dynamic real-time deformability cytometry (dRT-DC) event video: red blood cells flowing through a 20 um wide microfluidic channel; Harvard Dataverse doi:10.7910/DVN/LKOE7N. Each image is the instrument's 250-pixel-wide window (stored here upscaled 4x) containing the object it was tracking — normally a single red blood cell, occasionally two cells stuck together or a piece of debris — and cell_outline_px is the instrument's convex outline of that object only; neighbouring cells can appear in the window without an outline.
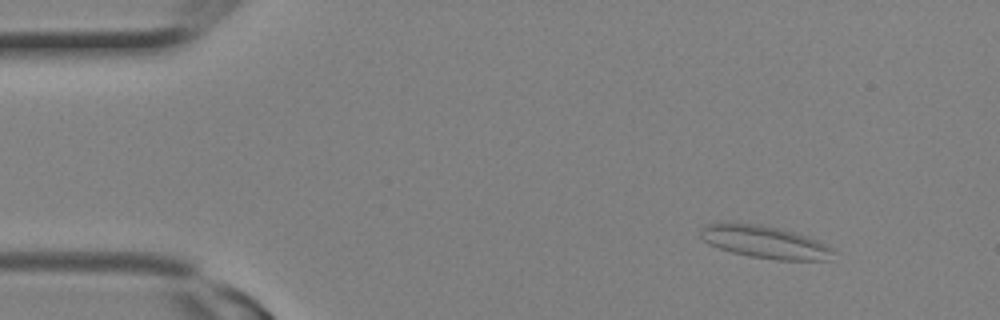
{"species": "Egyptian fruit bat (a non-hibernating species)", "species_latin": "Rousettus aegyptiacus", "temperature_condition": "room temperature", "stored_images_in_passage": 2, "camera_frame_rate_fps": 3000, "um_per_image_px": 0.085, "animal": {"sex": "female"}, "frame": {"image": 1, "passage_image": 1, "time_ms": 0.0, "image_size_px": [1000, 320], "cell_outline_px": [[836, 252], [828, 260], [776, 260], [748, 256], [732, 252], [708, 244], [700, 236], [700, 228], [708, 224], [724, 220], [728, 220], [760, 224], [796, 232], [808, 236], [832, 248]], "centroid_in_image_um": [64.95, 20.54], "position_along_channel_um": 20.0, "area_um2": 25.72}}